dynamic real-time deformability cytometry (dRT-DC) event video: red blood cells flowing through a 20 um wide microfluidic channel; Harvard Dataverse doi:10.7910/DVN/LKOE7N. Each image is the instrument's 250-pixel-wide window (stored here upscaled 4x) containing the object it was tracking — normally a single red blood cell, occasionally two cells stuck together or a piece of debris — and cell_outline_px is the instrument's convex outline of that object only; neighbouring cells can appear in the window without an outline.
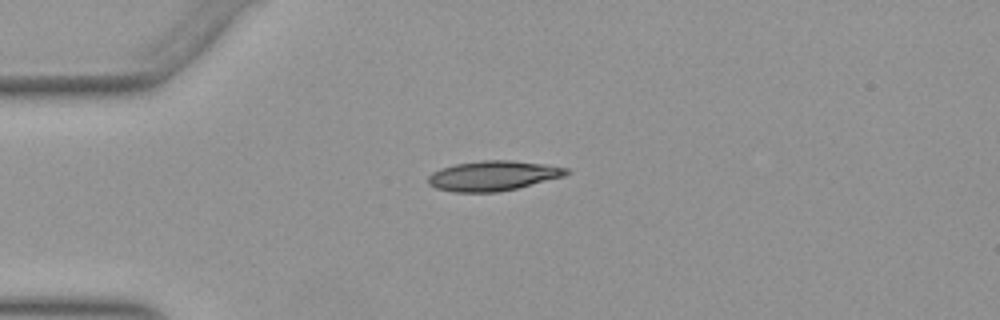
{"species": "Egyptian fruit bat (a non-hibernating species)", "species_latin": "Rousettus aegyptiacus", "temperature_condition": "warm", "stored_images_in_passage": 8, "camera_frame_rate_fps": 3000, "um_per_image_px": 0.085, "animal": {"sex": "female"}, "frame": {"image": 1, "passage_image": 2, "time_ms": 0.333, "image_size_px": [1000, 320], "cell_outline_px": [[572, 172], [564, 176], [516, 188], [496, 192], [452, 192], [436, 188], [428, 184], [428, 176], [432, 172], [440, 168], [456, 164], [480, 160], [508, 160], [544, 164], [568, 168]], "centroid_in_image_um": [41.89, 14.93], "position_along_channel_um": 43.1, "area_um2": 24.04}}
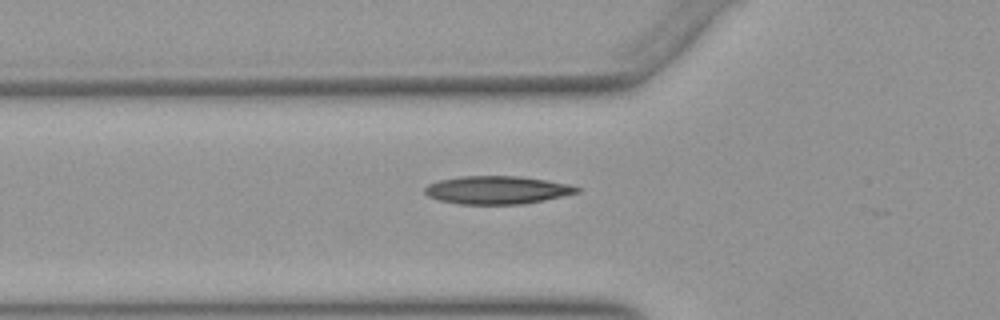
{"frame": {"image": 2, "passage_image": 7, "time_ms": 2.0, "image_size_px": [1000, 320], "cell_outline_px": [[580, 192], [544, 200], [524, 204], [456, 204], [440, 200], [428, 196], [424, 192], [424, 188], [428, 184], [440, 180], [460, 176], [520, 176], [568, 184], [580, 188]], "centroid_in_image_um": [42.23, 16.15], "position_along_channel_um": 83.6, "area_um2": 24.8}}